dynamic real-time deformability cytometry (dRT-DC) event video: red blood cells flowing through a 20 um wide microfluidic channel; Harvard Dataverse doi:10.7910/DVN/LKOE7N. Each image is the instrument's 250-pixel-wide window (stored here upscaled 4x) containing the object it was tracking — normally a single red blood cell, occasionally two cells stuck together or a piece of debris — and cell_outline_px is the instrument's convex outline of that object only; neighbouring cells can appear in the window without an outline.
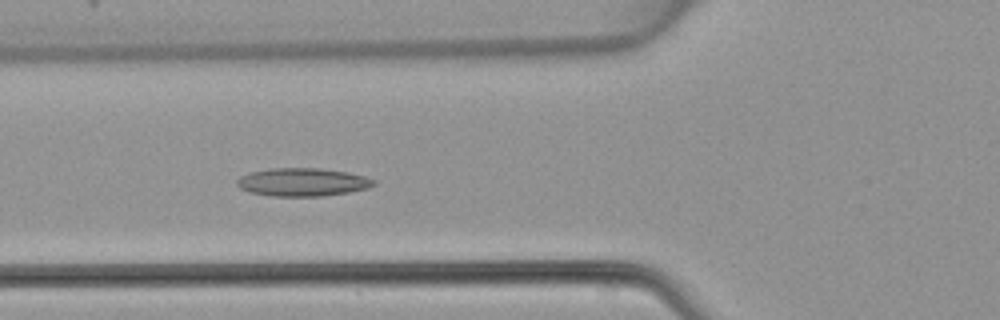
{"species": "common noctule bat (a hibernating species)", "species_latin": "Nyctalus noctula", "temperature_condition": "warm", "stored_images_in_passage": 47, "camera_frame_rate_fps": 3000, "um_per_image_px": 0.085, "animal": {"sex": "female", "body_mass_g": 22.7, "forearm_length_mm": 54.2}, "frame": {"image": 1, "passage_image": 17, "time_ms": 5.333, "image_size_px": [1000, 320], "cell_outline_px": [[376, 184], [368, 188], [348, 192], [324, 196], [272, 196], [248, 192], [240, 188], [236, 184], [236, 180], [240, 176], [248, 172], [272, 168], [320, 168], [348, 172], [364, 176], [376, 180]], "centroid_in_image_um": [25.7, 15.48], "position_along_channel_um": 100.1, "area_um2": 22.6}}
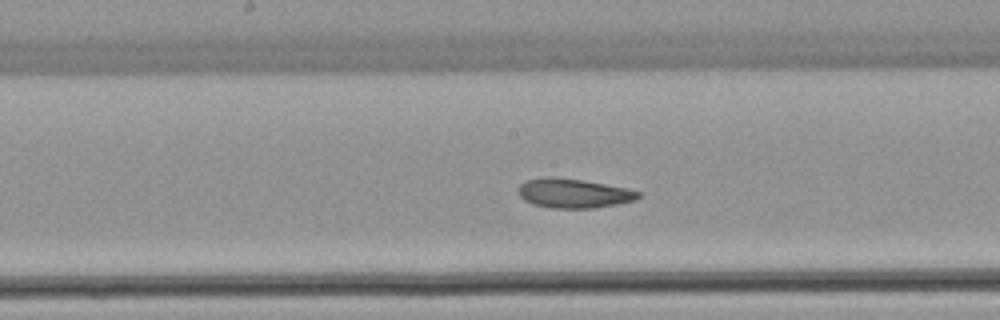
{"frame": {"image": 2, "passage_image": 24, "time_ms": 7.667, "image_size_px": [1000, 320], "cell_outline_px": [[640, 196], [636, 200], [616, 204], [592, 208], [552, 208], [532, 204], [524, 200], [516, 192], [516, 188], [524, 180], [544, 176], [552, 176], [584, 180], [628, 188], [640, 192]], "centroid_in_image_um": [48.69, 16.41], "position_along_channel_um": 199.5, "area_um2": 20.87}}
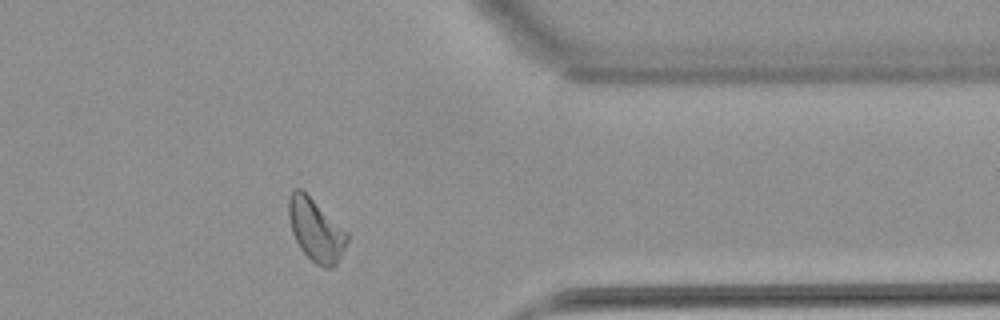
{"frame": {"image": 3, "passage_image": 38, "time_ms": 12.333, "image_size_px": [1000, 320], "cell_outline_px": [[348, 240], [336, 264], [332, 268], [324, 268], [316, 264], [300, 248], [292, 232], [288, 216], [288, 196], [296, 188], [300, 188], [348, 232]], "centroid_in_image_um": [26.83, 19.55], "position_along_channel_um": 384.6, "area_um2": 20.98}}